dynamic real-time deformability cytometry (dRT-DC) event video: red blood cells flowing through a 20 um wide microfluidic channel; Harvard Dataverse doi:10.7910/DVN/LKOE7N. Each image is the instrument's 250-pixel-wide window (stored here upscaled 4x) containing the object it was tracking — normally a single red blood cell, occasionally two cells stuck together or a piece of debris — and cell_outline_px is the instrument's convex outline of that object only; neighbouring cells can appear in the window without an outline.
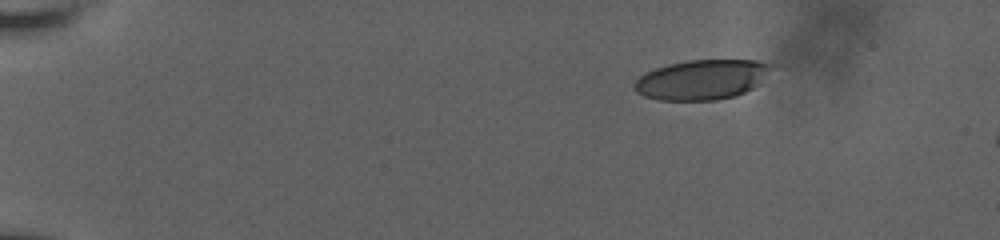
{"species": "human", "species_latin": "Homo sapiens", "temperature_condition": "room temperature", "stored_images_in_passage": 51, "camera_frame_rate_fps": 3000, "um_per_image_px": 0.085, "donor": {"sex": "male"}, "frame": {"image": 1, "passage_image": 1, "time_ms": 0.0, "image_size_px": [1000, 240], "cell_outline_px": [[768, 64], [760, 84], [736, 96], [716, 100], [660, 100], [644, 96], [636, 92], [636, 80], [644, 72], [668, 64], [688, 60], [756, 60]], "centroid_in_image_um": [59.59, 6.78], "position_along_channel_um": 25.4, "area_um2": 31.27}}
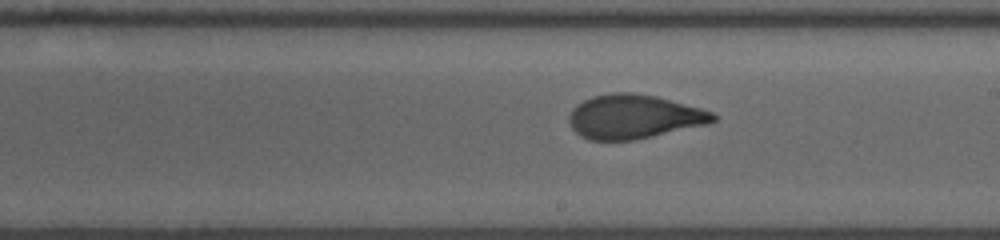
{"frame": {"image": 2, "passage_image": 28, "time_ms": 9.0, "image_size_px": [1000, 240], "cell_outline_px": [[716, 120], [708, 124], [632, 140], [588, 140], [580, 136], [572, 128], [568, 120], [568, 116], [572, 108], [576, 104], [592, 96], [612, 92], [632, 92], [656, 96], [700, 108], [712, 112], [716, 116]], "centroid_in_image_um": [53.83, 9.91], "position_along_channel_um": 235.2, "area_um2": 36.93}}
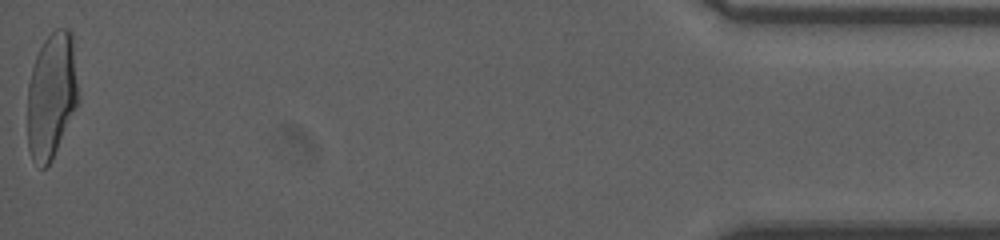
{"frame": {"image": 3, "passage_image": 51, "time_ms": 16.667, "image_size_px": [1000, 240], "cell_outline_px": [[76, 104], [52, 160], [44, 168], [40, 168], [32, 160], [28, 148], [28, 84], [32, 68], [36, 56], [44, 40], [56, 28], [68, 28], [72, 32], [76, 84]], "centroid_in_image_um": [4.34, 8.12], "position_along_channel_um": 430.9, "area_um2": 36.47}, "authors_computed_cell_mechanics": {"area_um2": 36.5874, "velocity_mm_per_s": 3.6618, "shape_relaxation_time_tau1_ms": 6.8589, "shape_relaxation_time_tau2_ms": 0.8967, "deformation_change_tau1": 0.2294, "deformation_change_tau2": 0.076}}